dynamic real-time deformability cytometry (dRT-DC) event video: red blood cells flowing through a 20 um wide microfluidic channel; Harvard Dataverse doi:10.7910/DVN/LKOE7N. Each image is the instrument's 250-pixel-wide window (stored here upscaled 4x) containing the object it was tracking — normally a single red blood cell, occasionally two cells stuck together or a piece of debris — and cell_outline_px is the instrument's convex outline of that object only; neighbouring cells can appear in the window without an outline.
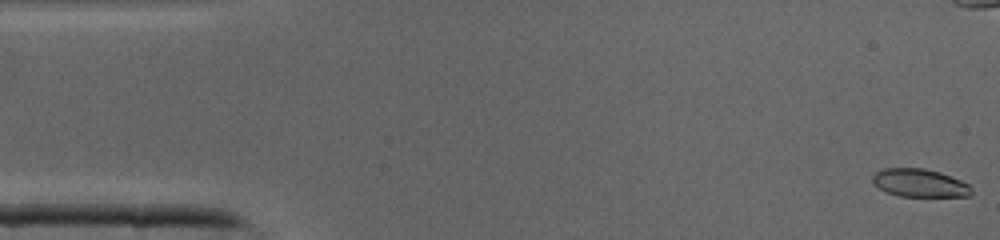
{"species": "common noctule bat (a hibernating species)", "species_latin": "Nyctalus noctula", "temperature_condition": "cold", "stored_images_in_passage": 43, "camera_frame_rate_fps": 3000, "um_per_image_px": 0.085, "animal": {"sex": "male", "body_mass_g": 19.0, "forearm_length_mm": 50.8}, "frame": {"image": 1, "passage_image": 1, "time_ms": 0.0, "image_size_px": [1000, 240], "cell_outline_px": [[972, 192], [968, 196], [900, 196], [888, 192], [880, 188], [872, 180], [872, 176], [876, 172], [884, 168], [924, 168], [940, 172], [960, 180], [968, 184], [972, 188]], "centroid_in_image_um": [78.18, 15.54], "position_along_channel_um": 6.8, "area_um2": 15.95}}
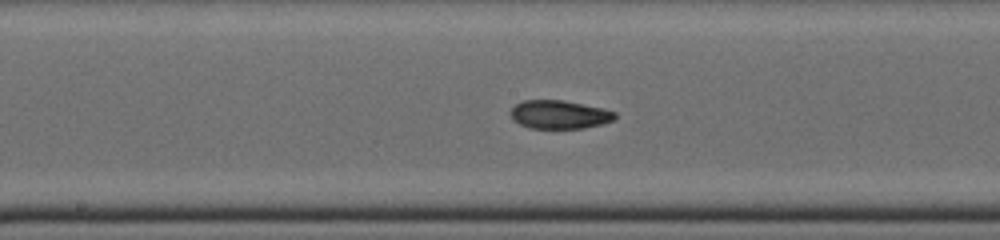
{"frame": {"image": 2, "passage_image": 21, "time_ms": 6.667, "image_size_px": [1000, 240], "cell_outline_px": [[616, 116], [612, 120], [600, 124], [584, 128], [528, 128], [512, 120], [512, 108], [516, 104], [524, 100], [560, 100], [604, 108], [616, 112]], "centroid_in_image_um": [47.54, 9.74], "position_along_channel_um": 200.7, "area_um2": 17.11}}
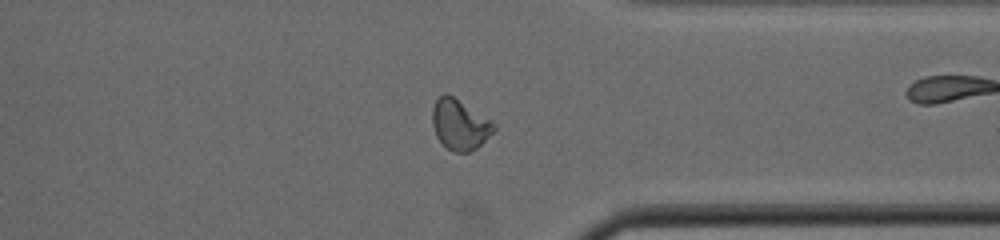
{"frame": {"image": 3, "passage_image": 32, "time_ms": 10.333, "image_size_px": [1000, 240], "cell_outline_px": [[496, 128], [476, 148], [468, 152], [452, 152], [436, 136], [432, 124], [432, 108], [436, 100], [444, 92], [452, 96], [492, 120], [496, 124]], "centroid_in_image_um": [39.07, 10.58], "position_along_channel_um": 372.3, "area_um2": 17.86}}